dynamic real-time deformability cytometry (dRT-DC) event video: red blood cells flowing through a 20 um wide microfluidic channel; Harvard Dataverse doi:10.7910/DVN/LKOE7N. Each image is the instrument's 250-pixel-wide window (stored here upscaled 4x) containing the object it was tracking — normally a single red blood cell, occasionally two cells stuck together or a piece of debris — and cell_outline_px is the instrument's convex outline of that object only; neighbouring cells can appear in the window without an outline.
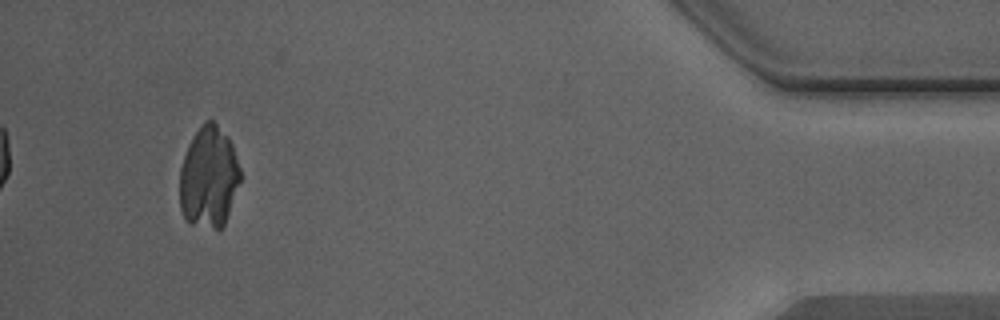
{"species": "Egyptian fruit bat (a non-hibernating species)", "species_latin": "Rousettus aegyptiacus", "temperature_condition": "warm", "stored_images_in_passage": 30, "camera_frame_rate_fps": 3000, "um_per_image_px": 0.085, "animal": {"sex": "male"}, "frame": {"image": 1, "passage_image": 30, "time_ms": 9.667, "image_size_px": [1000, 320], "cell_outline_px": [[240, 180], [224, 224], [220, 228], [216, 228], [188, 224], [184, 220], [180, 208], [180, 168], [188, 144], [200, 124], [204, 120], [212, 120], [228, 136], [232, 144], [240, 168]], "centroid_in_image_um": [17.72, 15.05], "position_along_channel_um": 417.5, "area_um2": 35.84}}